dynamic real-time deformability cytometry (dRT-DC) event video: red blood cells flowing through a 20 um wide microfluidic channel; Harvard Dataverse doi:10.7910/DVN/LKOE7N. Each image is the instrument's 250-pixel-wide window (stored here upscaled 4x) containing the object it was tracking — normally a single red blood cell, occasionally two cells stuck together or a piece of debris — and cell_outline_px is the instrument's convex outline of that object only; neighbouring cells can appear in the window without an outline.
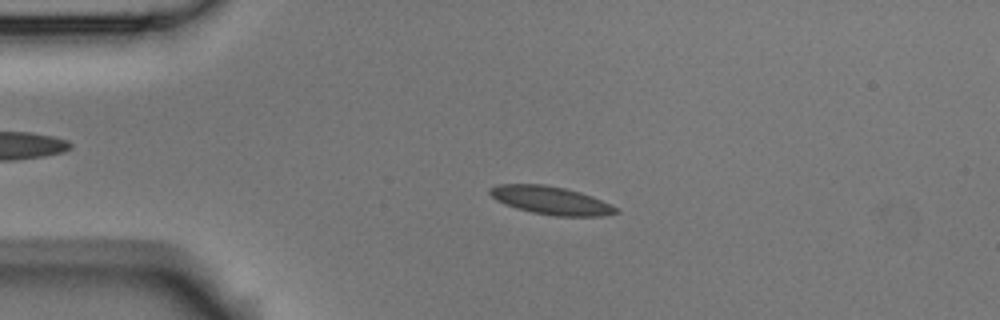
{"species": "Egyptian fruit bat (a non-hibernating species)", "species_latin": "Rousettus aegyptiacus", "temperature_condition": "room temperature", "stored_images_in_passage": 53, "camera_frame_rate_fps": 3000, "um_per_image_px": 0.085, "animal": {"sex": "male"}, "frame": {"image": 1, "passage_image": 11, "time_ms": 3.333, "image_size_px": [1000, 320], "cell_outline_px": [[620, 212], [604, 216], [556, 216], [532, 212], [516, 208], [504, 204], [496, 200], [488, 192], [488, 188], [496, 184], [544, 184], [564, 188], [580, 192], [592, 196], [616, 208]], "centroid_in_image_um": [46.77, 17.03], "position_along_channel_um": 38.2, "area_um2": 20.58}}
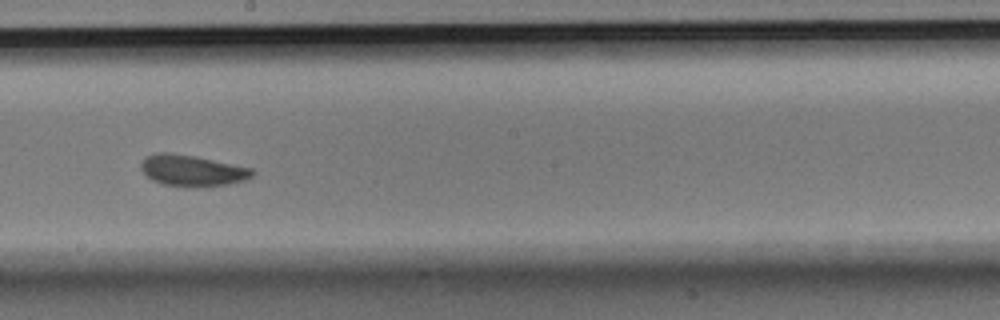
{"frame": {"image": 2, "passage_image": 29, "time_ms": 9.333, "image_size_px": [1000, 320], "cell_outline_px": [[256, 172], [252, 176], [244, 180], [228, 184], [196, 188], [188, 188], [164, 184], [152, 180], [140, 168], [140, 164], [144, 156], [160, 152], [172, 152], [196, 156], [252, 168]], "centroid_in_image_um": [16.32, 14.5], "position_along_channel_um": 231.9, "area_um2": 20.58}}
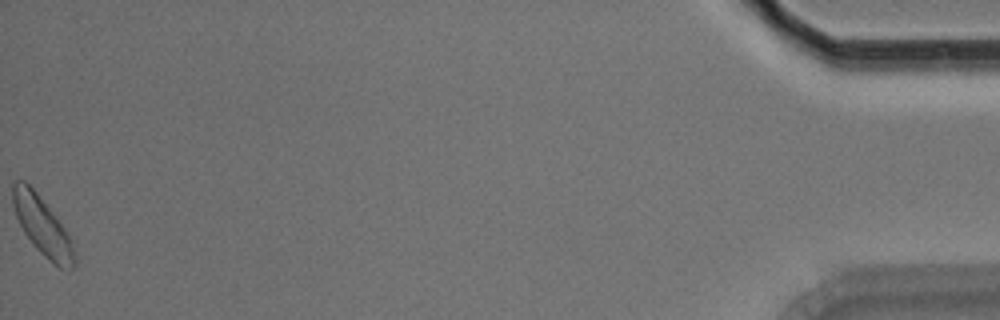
{"frame": {"image": 3, "passage_image": 53, "time_ms": 17.333, "image_size_px": [1000, 320], "cell_outline_px": [[76, 264], [72, 268], [60, 268], [48, 260], [36, 248], [24, 232], [16, 216], [12, 204], [12, 184], [16, 180], [24, 180], [36, 192], [64, 228], [68, 236], [76, 256]], "centroid_in_image_um": [3.57, 19.22], "position_along_channel_um": 431.6, "area_um2": 20.46}, "authors_computed_cell_mechanics": {"area_um2": 19.8254, "velocity_mm_per_s": 3.7356, "shape_relaxation_time_tau1_ms": 3.0987, "shape_relaxation_time_tau2_ms": 2.9212, "deformation_change_tau1": 0.0978, "deformation_change_tau2": 0.0552}}